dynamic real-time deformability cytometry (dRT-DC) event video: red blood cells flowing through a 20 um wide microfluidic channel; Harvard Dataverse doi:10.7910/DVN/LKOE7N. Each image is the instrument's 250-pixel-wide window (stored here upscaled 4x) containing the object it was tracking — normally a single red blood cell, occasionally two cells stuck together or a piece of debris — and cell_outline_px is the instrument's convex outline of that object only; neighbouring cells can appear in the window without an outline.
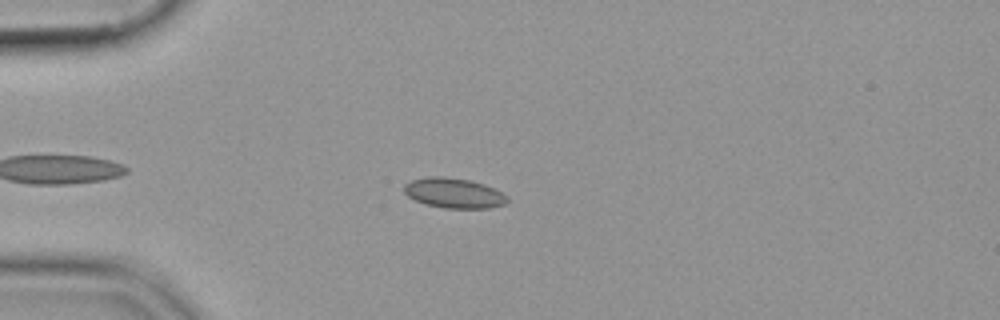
{"species": "common noctule bat (a hibernating species)", "species_latin": "Nyctalus noctula", "temperature_condition": "cold", "stored_images_in_passage": 49, "camera_frame_rate_fps": 3000, "um_per_image_px": 0.085, "animal": {"sex": "female", "body_mass_g": 19.9}, "frame": {"image": 1, "passage_image": 9, "time_ms": 2.667, "image_size_px": [1000, 320], "cell_outline_px": [[508, 200], [504, 204], [488, 208], [444, 208], [424, 204], [408, 196], [404, 192], [404, 184], [412, 180], [428, 176], [444, 176], [468, 180], [484, 184], [496, 188]], "centroid_in_image_um": [38.54, 16.4], "position_along_channel_um": 46.5, "area_um2": 17.98}}
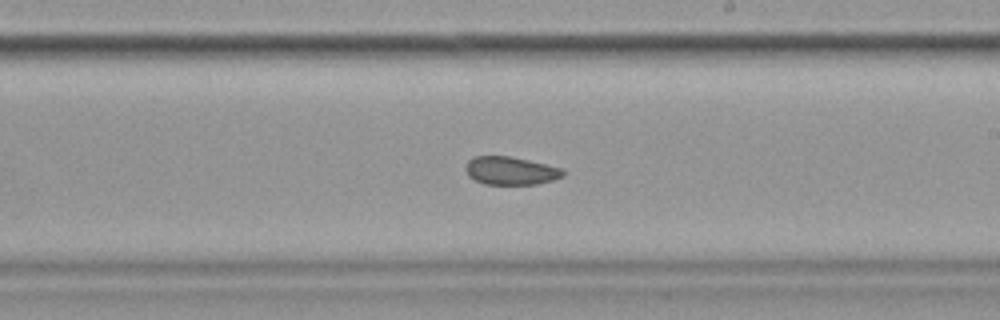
{"frame": {"image": 2, "passage_image": 27, "time_ms": 8.667, "image_size_px": [1000, 320], "cell_outline_px": [[568, 172], [564, 176], [552, 180], [536, 184], [484, 184], [468, 176], [468, 160], [476, 156], [512, 156], [560, 168]], "centroid_in_image_um": [43.45, 14.51], "position_along_channel_um": 245.5, "area_um2": 15.72}}
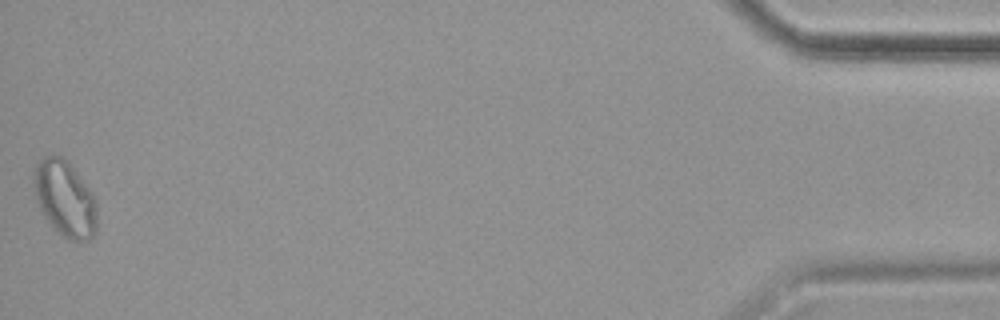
{"frame": {"image": 3, "passage_image": 49, "time_ms": 16.0, "image_size_px": [1000, 320], "cell_outline_px": [[96, 232], [88, 240], [72, 240], [56, 232], [52, 228], [44, 216], [36, 200], [32, 176], [32, 172], [36, 164], [44, 156], [60, 156], [68, 160], [92, 192], [96, 200]], "centroid_in_image_um": [5.5, 16.87], "position_along_channel_um": 429.7, "area_um2": 28.15}}